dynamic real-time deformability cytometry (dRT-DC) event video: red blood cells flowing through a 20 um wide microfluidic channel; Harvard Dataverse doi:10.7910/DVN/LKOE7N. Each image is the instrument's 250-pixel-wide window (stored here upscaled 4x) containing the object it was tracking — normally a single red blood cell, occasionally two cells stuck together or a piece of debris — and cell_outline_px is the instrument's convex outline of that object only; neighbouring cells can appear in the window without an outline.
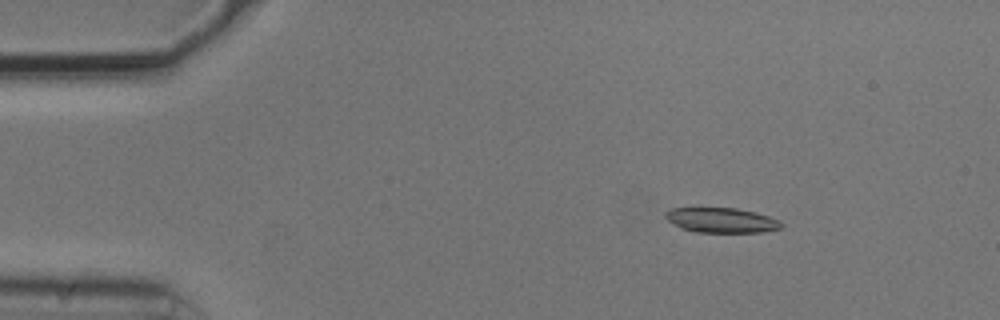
{"species": "common noctule bat (a hibernating species)", "species_latin": "Nyctalus noctula", "temperature_condition": "cold", "stored_images_in_passage": 55, "camera_frame_rate_fps": 3000, "um_per_image_px": 0.085, "animal": {"sex": "male", "body_mass_g": 20.5, "forearm_length_mm": 52.5}, "frame": {"image": 1, "passage_image": 8, "time_ms": 2.333, "image_size_px": [1000, 320], "cell_outline_px": [[784, 224], [780, 228], [760, 232], [696, 232], [680, 228], [668, 220], [664, 216], [664, 212], [672, 208], [736, 208], [768, 216], [780, 220]], "centroid_in_image_um": [61.3, 18.72], "position_along_channel_um": 23.7, "area_um2": 16.7}}
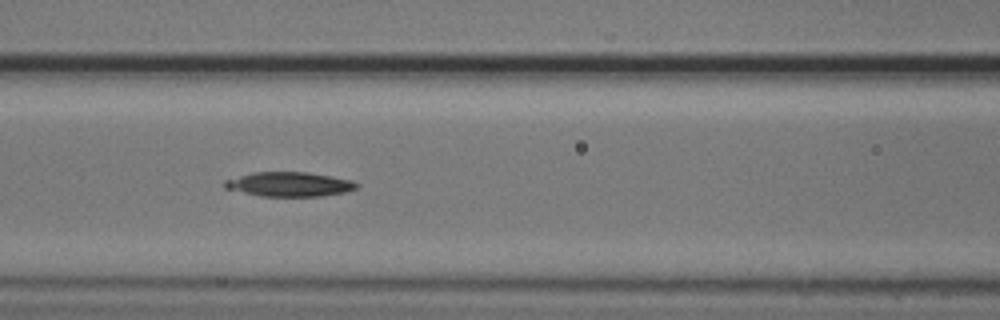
{"frame": {"image": 2, "passage_image": 23, "time_ms": 7.333, "image_size_px": [1000, 320], "cell_outline_px": [[360, 184], [356, 188], [344, 192], [320, 196], [260, 196], [224, 188], [224, 180], [252, 172], [308, 172], [332, 176], [352, 180]], "centroid_in_image_um": [24.59, 15.65], "position_along_channel_um": 142.0, "area_um2": 18.79}}
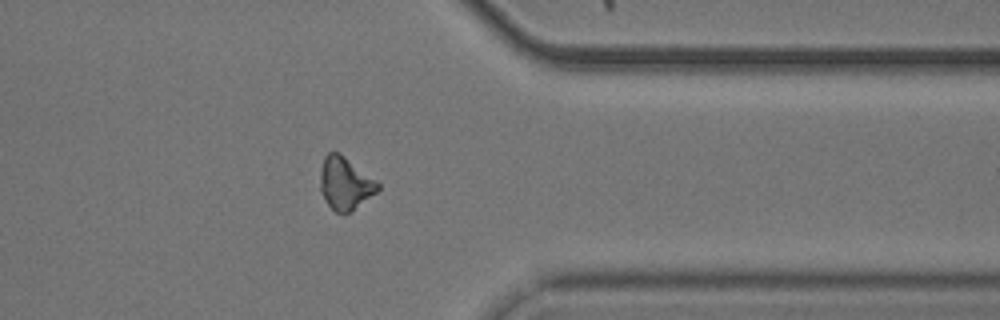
{"frame": {"image": 3, "passage_image": 43, "time_ms": 14.0, "image_size_px": [1000, 320], "cell_outline_px": [[380, 188], [376, 192], [352, 212], [344, 216], [336, 212], [328, 204], [320, 192], [320, 172], [324, 156], [328, 152], [340, 152], [376, 180], [380, 184]], "centroid_in_image_um": [29.33, 15.6], "position_along_channel_um": 382.1, "area_um2": 17.92}, "authors_computed_cell_mechanics": {"area_um2": 17.7446, "velocity_mm_per_s": 3.7448, "shape_relaxation_time_tau1_ms": 3.5452, "shape_relaxation_time_tau2_ms": null, "deformation_change_tau1": 0.1757, "deformation_change_tau2": null}}